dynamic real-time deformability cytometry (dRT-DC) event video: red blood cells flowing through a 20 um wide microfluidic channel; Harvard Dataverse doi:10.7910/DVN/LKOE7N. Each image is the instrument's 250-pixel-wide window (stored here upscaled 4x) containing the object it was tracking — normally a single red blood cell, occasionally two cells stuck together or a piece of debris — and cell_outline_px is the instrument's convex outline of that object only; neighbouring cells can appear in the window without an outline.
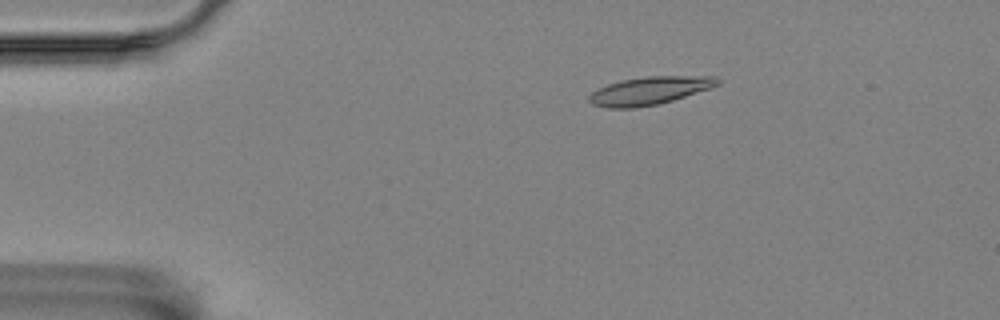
{"species": "Egyptian fruit bat (a non-hibernating species)", "species_latin": "Rousettus aegyptiacus", "temperature_condition": "room temperature", "stored_images_in_passage": 4, "camera_frame_rate_fps": 3000, "um_per_image_px": 0.085, "animal": {"sex": "female"}, "frame": {"image": 1, "passage_image": 3, "time_ms": 0.667, "image_size_px": [1000, 320], "cell_outline_px": [[720, 84], [712, 88], [672, 100], [656, 104], [636, 108], [608, 108], [592, 104], [588, 100], [588, 96], [596, 88], [608, 84], [624, 80], [648, 76], [716, 76], [720, 80]], "centroid_in_image_um": [55.21, 7.71], "position_along_channel_um": 29.8, "area_um2": 20.92}}